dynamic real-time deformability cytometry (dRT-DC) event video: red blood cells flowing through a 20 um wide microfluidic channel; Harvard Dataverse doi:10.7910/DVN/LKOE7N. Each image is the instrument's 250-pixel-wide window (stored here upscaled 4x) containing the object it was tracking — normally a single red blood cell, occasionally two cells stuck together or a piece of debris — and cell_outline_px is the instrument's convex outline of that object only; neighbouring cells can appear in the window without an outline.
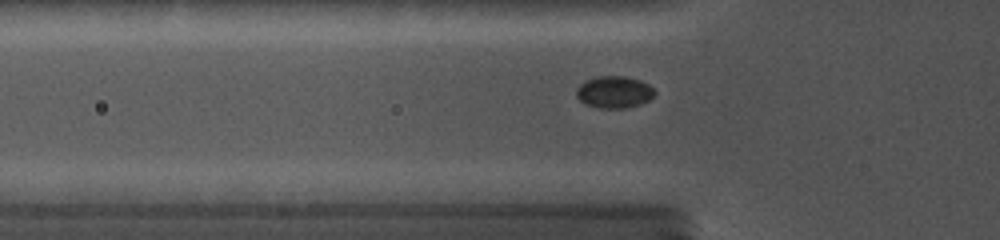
{"species": "common noctule bat (a hibernating species)", "species_latin": "Nyctalus noctula", "temperature_condition": "cold", "stored_images_in_passage": 43, "camera_frame_rate_fps": 5000, "um_per_image_px": 0.085, "animal": {"sex": "female", "body_mass_g": 19.0, "forearm_length_mm": 56.7}, "frame": {"image": 1, "passage_image": 14, "time_ms": 5.6, "image_size_px": [1000, 240], "cell_outline_px": [[656, 92], [648, 100], [640, 104], [624, 108], [600, 108], [584, 104], [576, 96], [576, 88], [580, 84], [596, 76], [624, 76], [640, 80], [648, 84]], "centroid_in_image_um": [52.18, 7.82], "position_along_channel_um": 73.6, "area_um2": 14.51}}
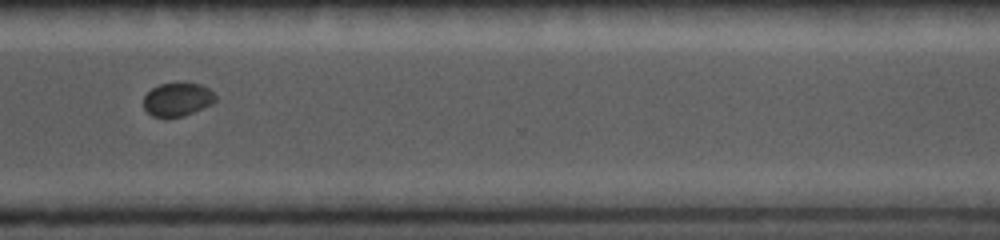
{"frame": {"image": 2, "passage_image": 34, "time_ms": 12.8, "image_size_px": [1000, 240], "cell_outline_px": [[216, 100], [212, 104], [184, 116], [152, 116], [144, 108], [144, 96], [152, 88], [160, 84], [176, 80], [200, 84], [208, 88], [216, 96]], "centroid_in_image_um": [15.09, 8.4], "position_along_channel_um": 355.5, "area_um2": 14.22}}
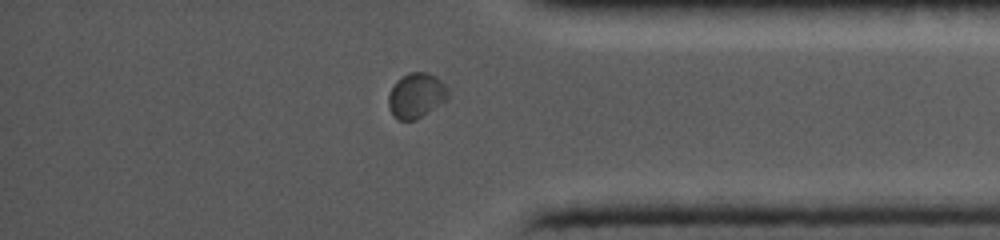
{"frame": {"image": 3, "passage_image": 37, "time_ms": 14.0, "image_size_px": [1000, 240], "cell_outline_px": [[448, 96], [444, 100], [416, 120], [396, 120], [388, 104], [388, 96], [396, 80], [408, 72], [428, 72], [440, 80], [448, 88]], "centroid_in_image_um": [35.35, 8.1], "position_along_channel_um": 399.9, "area_um2": 15.37}}